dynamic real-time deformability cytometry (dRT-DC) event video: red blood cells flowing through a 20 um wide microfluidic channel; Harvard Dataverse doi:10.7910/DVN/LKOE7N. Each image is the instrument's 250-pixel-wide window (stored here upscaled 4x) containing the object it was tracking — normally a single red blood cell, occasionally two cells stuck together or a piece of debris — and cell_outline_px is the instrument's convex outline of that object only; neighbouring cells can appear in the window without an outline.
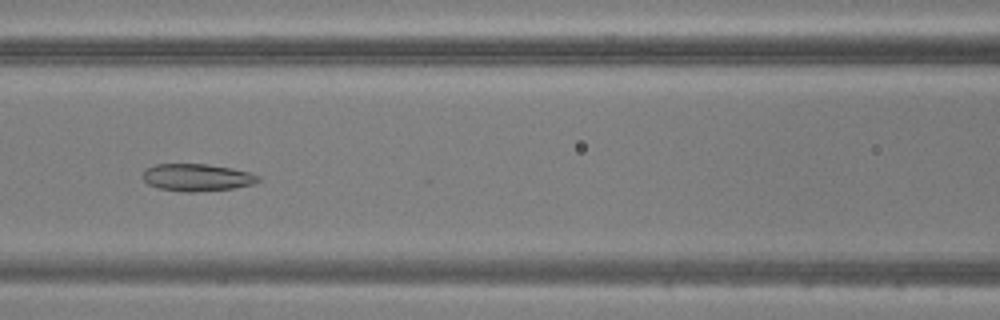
{"species": "common noctule bat (a hibernating species)", "species_latin": "Nyctalus noctula", "temperature_condition": "warm", "stored_images_in_passage": 50, "camera_frame_rate_fps": 3000, "um_per_image_px": 0.085, "animal": {"sex": "male", "body_mass_g": 20.5, "forearm_length_mm": 52.5}, "frame": {"image": 1, "passage_image": 22, "time_ms": 7.0, "image_size_px": [1000, 320], "cell_outline_px": [[260, 180], [256, 184], [232, 188], [196, 192], [180, 192], [156, 188], [148, 184], [144, 180], [144, 168], [156, 164], [208, 164], [232, 168], [248, 172], [260, 176]], "centroid_in_image_um": [16.74, 15.09], "position_along_channel_um": 149.9, "area_um2": 18.55}}
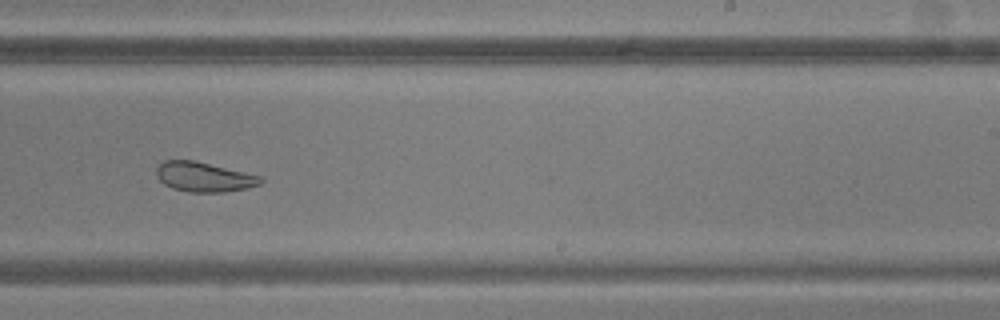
{"frame": {"image": 2, "passage_image": 31, "time_ms": 10.0, "image_size_px": [1000, 320], "cell_outline_px": [[264, 180], [260, 184], [248, 188], [224, 192], [188, 192], [172, 188], [164, 184], [156, 176], [156, 168], [164, 160], [196, 160], [264, 176]], "centroid_in_image_um": [17.37, 15.03], "position_along_channel_um": 271.6, "area_um2": 18.38}}
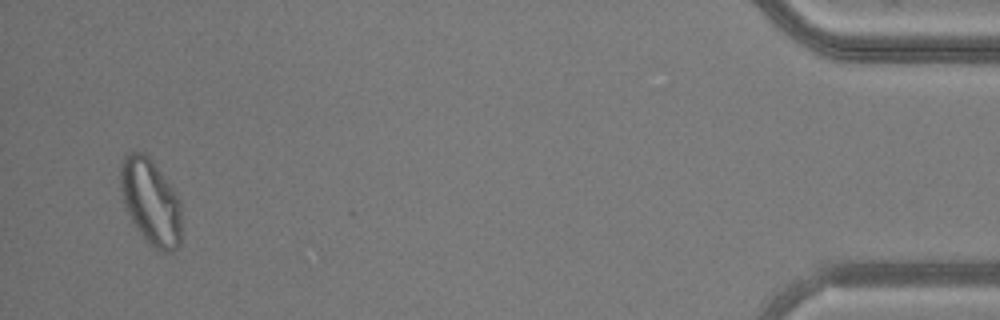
{"frame": {"image": 3, "passage_image": 48, "time_ms": 15.667, "image_size_px": [1000, 320], "cell_outline_px": [[180, 244], [172, 252], [160, 252], [152, 248], [144, 240], [136, 228], [120, 196], [120, 168], [124, 156], [128, 152], [144, 152], [148, 156], [180, 200]], "centroid_in_image_um": [12.78, 17.19], "position_along_channel_um": 422.4, "area_um2": 30.46}}